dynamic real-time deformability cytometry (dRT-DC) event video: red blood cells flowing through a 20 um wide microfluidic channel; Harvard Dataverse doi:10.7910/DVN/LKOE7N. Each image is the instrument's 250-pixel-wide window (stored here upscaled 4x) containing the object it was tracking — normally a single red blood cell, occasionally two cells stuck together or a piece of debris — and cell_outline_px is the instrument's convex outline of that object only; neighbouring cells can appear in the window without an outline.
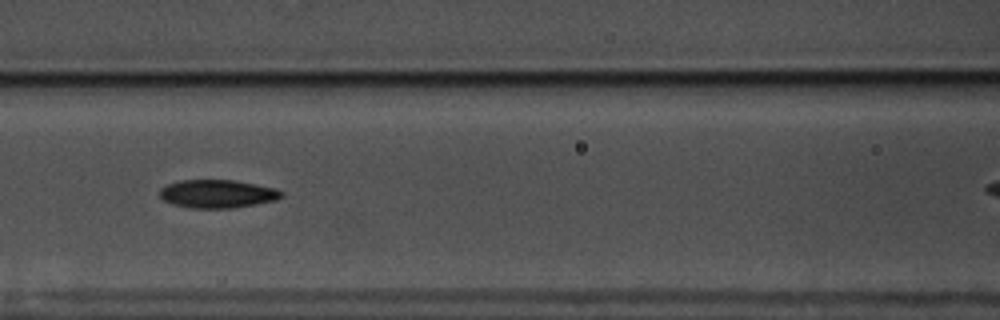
{"species": "common noctule bat (a hibernating species)", "species_latin": "Nyctalus noctula", "temperature_condition": "warm", "stored_images_in_passage": 29, "camera_frame_rate_fps": 3000, "um_per_image_px": 0.085, "animal": {"sex": "male", "body_mass_g": 17.5, "forearm_length_mm": 52.3}, "frame": {"image": 1, "passage_image": 7, "time_ms": 2.0, "image_size_px": [1000, 320], "cell_outline_px": [[284, 196], [276, 200], [256, 204], [232, 208], [192, 208], [172, 204], [164, 200], [160, 196], [160, 188], [168, 184], [180, 180], [236, 180], [276, 188], [284, 192]], "centroid_in_image_um": [18.51, 16.47], "position_along_channel_um": 148.1, "area_um2": 20.11}}
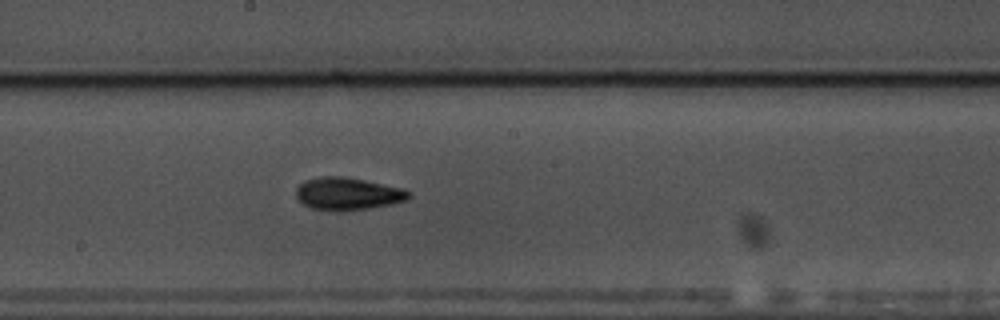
{"frame": {"image": 2, "passage_image": 13, "time_ms": 4.0, "image_size_px": [1000, 320], "cell_outline_px": [[412, 196], [408, 200], [392, 204], [368, 208], [340, 212], [332, 212], [312, 208], [304, 204], [296, 196], [296, 188], [304, 180], [324, 176], [344, 176], [404, 188], [412, 192]], "centroid_in_image_um": [29.59, 16.48], "position_along_channel_um": 218.6, "area_um2": 21.68}}
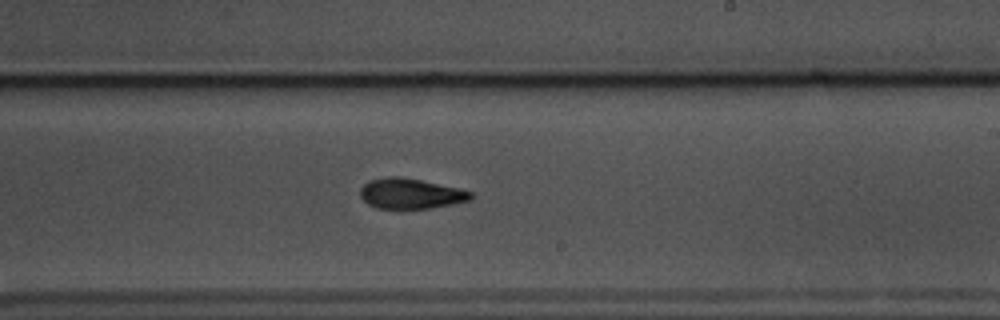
{"frame": {"image": 3, "passage_image": 16, "time_ms": 5.0, "image_size_px": [1000, 320], "cell_outline_px": [[472, 196], [468, 200], [452, 204], [432, 208], [376, 208], [368, 204], [360, 196], [360, 188], [368, 180], [388, 176], [400, 176], [460, 188], [472, 192]], "centroid_in_image_um": [34.87, 16.44], "position_along_channel_um": 254.1, "area_um2": 19.48}}